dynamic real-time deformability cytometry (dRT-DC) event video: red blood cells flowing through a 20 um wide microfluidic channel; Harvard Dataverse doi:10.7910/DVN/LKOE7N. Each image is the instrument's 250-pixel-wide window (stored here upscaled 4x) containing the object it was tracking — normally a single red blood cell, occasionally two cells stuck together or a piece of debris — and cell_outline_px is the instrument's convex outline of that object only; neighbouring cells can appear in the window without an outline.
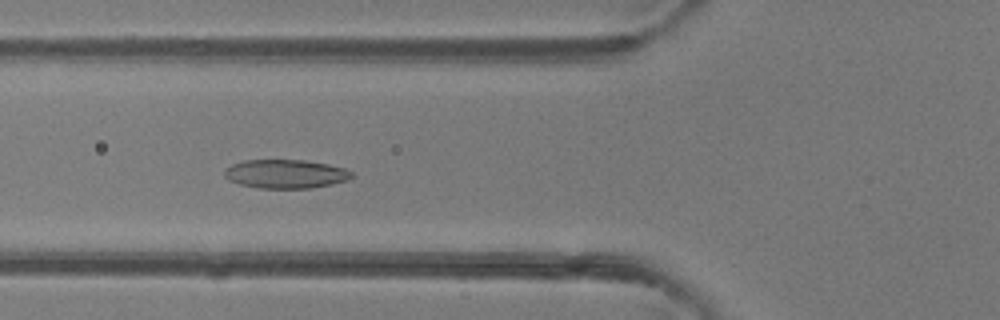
{"species": "common noctule bat (a hibernating species)", "species_latin": "Nyctalus noctula", "temperature_condition": "room temperature", "stored_images_in_passage": 49, "camera_frame_rate_fps": 3000, "um_per_image_px": 0.085, "animal": {"sex": "female"}, "frame": {"image": 1, "passage_image": 18, "time_ms": 5.667, "image_size_px": [1000, 320], "cell_outline_px": [[356, 176], [348, 180], [332, 184], [312, 188], [260, 188], [240, 184], [228, 180], [224, 176], [224, 168], [232, 164], [244, 160], [304, 160], [328, 164], [344, 168], [352, 172]], "centroid_in_image_um": [24.28, 14.78], "position_along_channel_um": 101.5, "area_um2": 21.5}}
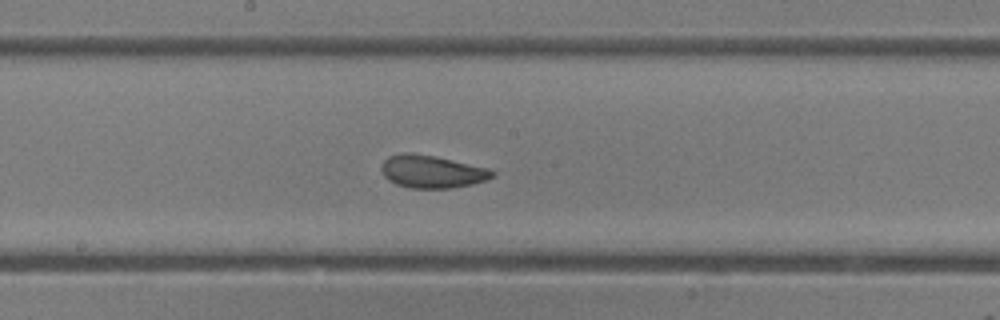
{"frame": {"image": 2, "passage_image": 26, "time_ms": 8.333, "image_size_px": [1000, 320], "cell_outline_px": [[496, 176], [472, 184], [452, 188], [412, 188], [396, 184], [388, 180], [384, 176], [380, 168], [384, 160], [388, 156], [404, 152], [412, 152], [492, 168], [496, 172]], "centroid_in_image_um": [36.73, 14.58], "position_along_channel_um": 211.5, "area_um2": 21.27}}
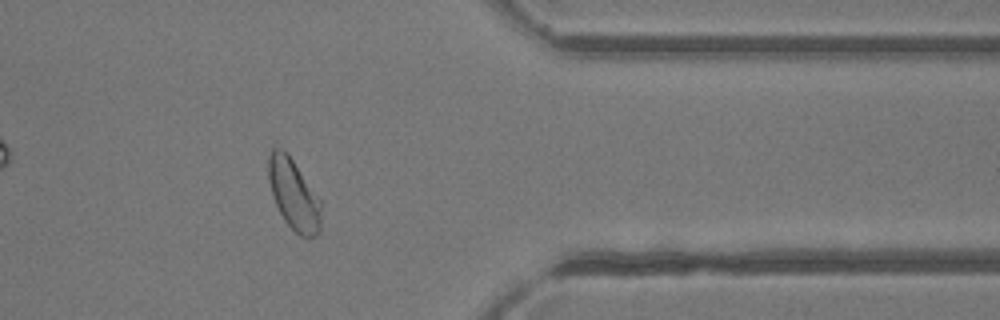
{"frame": {"image": 3, "passage_image": 40, "time_ms": 13.0, "image_size_px": [1000, 320], "cell_outline_px": [[324, 204], [320, 232], [316, 236], [308, 240], [300, 236], [284, 220], [276, 204], [268, 180], [268, 156], [272, 148], [276, 148], [288, 152]], "centroid_in_image_um": [25.03, 16.57], "position_along_channel_um": 386.4, "area_um2": 22.31}, "authors_computed_cell_mechanics": {"area_um2": 22.7154, "velocity_mm_per_s": 4.1042, "shape_relaxation_time_tau1_ms": 2.7025, "shape_relaxation_time_tau2_ms": 1.9855, "deformation_change_tau1": 0.1128, "deformation_change_tau2": 0.0778}}